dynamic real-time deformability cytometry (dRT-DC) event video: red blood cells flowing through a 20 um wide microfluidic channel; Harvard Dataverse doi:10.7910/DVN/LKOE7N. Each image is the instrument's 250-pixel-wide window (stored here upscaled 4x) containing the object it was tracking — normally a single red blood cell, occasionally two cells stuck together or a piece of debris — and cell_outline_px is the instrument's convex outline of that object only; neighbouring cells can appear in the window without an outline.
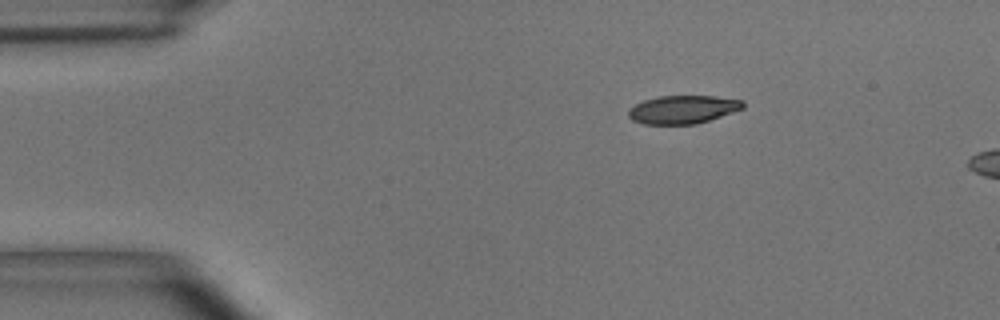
{"species": "common noctule bat (a hibernating species)", "species_latin": "Nyctalus noctula", "temperature_condition": "room temperature", "stored_images_in_passage": 2, "camera_frame_rate_fps": 3000, "um_per_image_px": 0.085, "animal": {"sex": "male", "body_mass_g": 15.6}, "frame": {"image": 1, "passage_image": 1, "time_ms": 0.0, "image_size_px": [1000, 320], "cell_outline_px": [[744, 108], [696, 124], [644, 124], [632, 120], [628, 116], [628, 108], [644, 100], [660, 96], [712, 96], [744, 100]], "centroid_in_image_um": [58.02, 9.3], "position_along_channel_um": 27.0, "area_um2": 18.73}}